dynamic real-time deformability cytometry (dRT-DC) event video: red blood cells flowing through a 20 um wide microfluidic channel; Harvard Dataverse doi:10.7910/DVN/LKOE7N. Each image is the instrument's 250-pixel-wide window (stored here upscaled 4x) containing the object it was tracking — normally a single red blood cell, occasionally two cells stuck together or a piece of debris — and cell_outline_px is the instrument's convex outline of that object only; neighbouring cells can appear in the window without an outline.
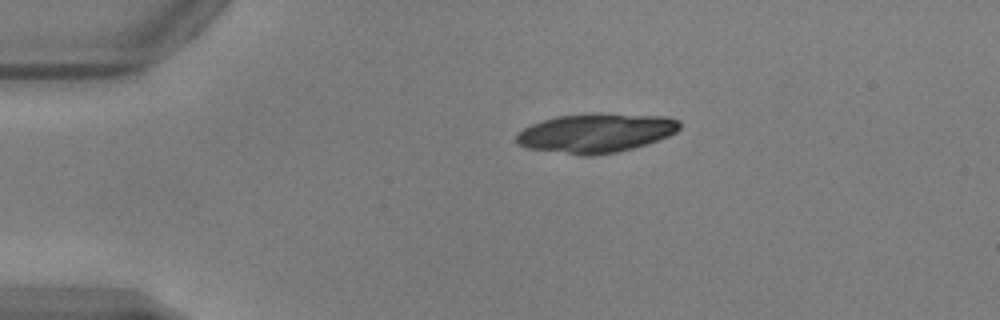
{"species": "common noctule bat (a hibernating species)", "species_latin": "Nyctalus noctula", "temperature_condition": "warm", "stored_images_in_passage": 7, "camera_frame_rate_fps": 3000, "um_per_image_px": 0.085, "animal": {"sex": "male", "body_mass_g": 17.9, "forearm_length_mm": 54.2}, "frame": {"image": 1, "passage_image": 1, "time_ms": 0.0, "image_size_px": [1000, 320], "cell_outline_px": [[680, 128], [676, 132], [668, 136], [632, 148], [616, 152], [592, 156], [580, 156], [528, 148], [516, 144], [516, 136], [524, 128], [532, 124], [556, 116], [592, 112], [664, 116], [680, 120]], "centroid_in_image_um": [50.64, 11.29], "position_along_channel_um": 34.4, "area_um2": 37.45}}